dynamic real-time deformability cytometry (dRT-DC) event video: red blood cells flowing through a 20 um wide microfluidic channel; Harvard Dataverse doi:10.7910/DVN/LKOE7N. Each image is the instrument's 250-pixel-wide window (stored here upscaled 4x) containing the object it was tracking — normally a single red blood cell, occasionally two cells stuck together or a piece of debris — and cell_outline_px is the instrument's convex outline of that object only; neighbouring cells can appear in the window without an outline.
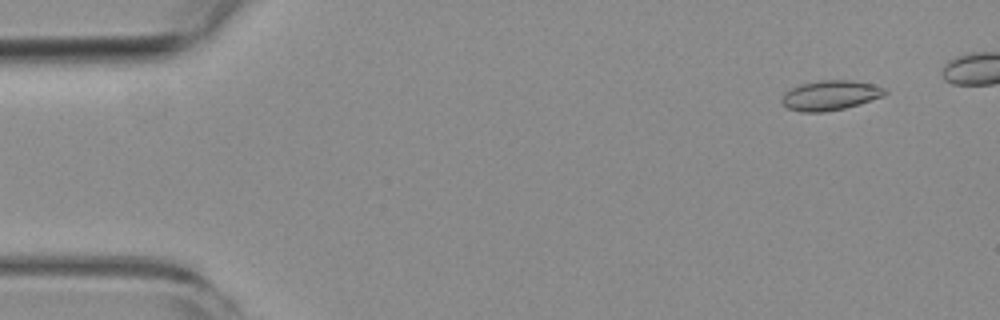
{"species": "common noctule bat (a hibernating species)", "species_latin": "Nyctalus noctula", "temperature_condition": "room temperature", "stored_images_in_passage": 49, "camera_frame_rate_fps": 3000, "um_per_image_px": 0.085, "animal": {"sex": "female", "body_mass_g": 19.3, "forearm_length_mm": 54.1}, "frame": {"image": 1, "passage_image": 5, "time_ms": 1.333, "image_size_px": [1000, 320], "cell_outline_px": [[888, 92], [884, 96], [860, 104], [844, 108], [824, 112], [800, 112], [788, 108], [780, 104], [780, 100], [784, 92], [800, 84], [820, 80], [852, 80], [872, 84], [884, 88]], "centroid_in_image_um": [70.54, 8.11], "position_along_channel_um": 14.5, "area_um2": 18.09}}
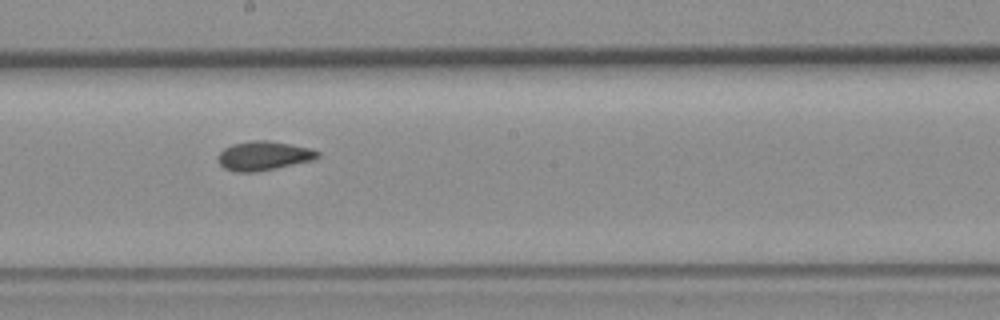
{"frame": {"image": 2, "passage_image": 31, "time_ms": 10.0, "image_size_px": [1000, 320], "cell_outline_px": [[320, 156], [312, 160], [276, 168], [256, 172], [236, 172], [224, 168], [216, 160], [216, 156], [224, 148], [232, 144], [252, 140], [268, 140], [312, 148], [320, 152]], "centroid_in_image_um": [22.38, 13.24], "position_along_channel_um": 225.8, "area_um2": 17.05}}
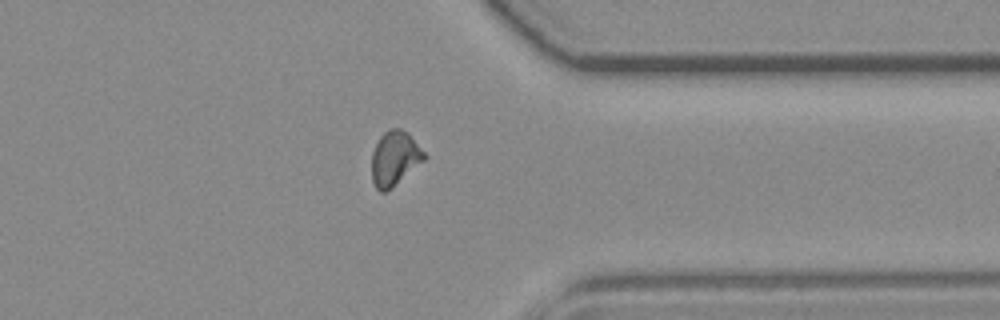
{"frame": {"image": 3, "passage_image": 44, "time_ms": 14.333, "image_size_px": [1000, 320], "cell_outline_px": [[428, 156], [424, 160], [392, 188], [384, 192], [380, 192], [376, 188], [372, 180], [372, 152], [380, 136], [388, 128], [400, 128], [408, 132]], "centroid_in_image_um": [33.55, 13.44], "position_along_channel_um": 377.8, "area_um2": 16.76}}